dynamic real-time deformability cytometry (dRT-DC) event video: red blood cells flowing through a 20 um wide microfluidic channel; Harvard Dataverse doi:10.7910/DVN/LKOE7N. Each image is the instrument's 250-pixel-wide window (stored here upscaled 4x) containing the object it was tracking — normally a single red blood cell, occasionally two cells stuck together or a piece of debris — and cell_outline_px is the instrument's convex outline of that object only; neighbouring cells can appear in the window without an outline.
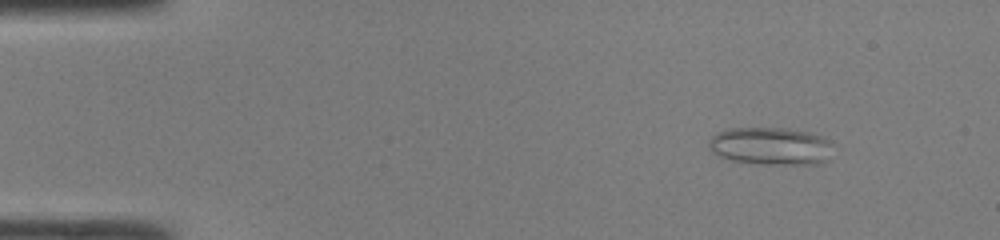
{"species": "common noctule bat (a hibernating species)", "species_latin": "Nyctalus noctula", "temperature_condition": "room temperature", "stored_images_in_passage": 47, "camera_frame_rate_fps": 3000, "um_per_image_px": 0.085, "animal": {"sex": "male", "body_mass_g": 19.0, "forearm_length_mm": 50.8}, "frame": {"image": 1, "passage_image": 5, "time_ms": 1.333, "image_size_px": [1000, 240], "cell_outline_px": [[828, 160], [820, 164], [764, 164], [732, 160], [716, 156], [708, 144], [708, 140], [712, 136], [720, 132], [732, 128], [788, 128], [808, 132], [820, 136], [828, 140]], "centroid_in_image_um": [65.46, 12.42], "position_along_channel_um": 19.5, "area_um2": 26.93}}
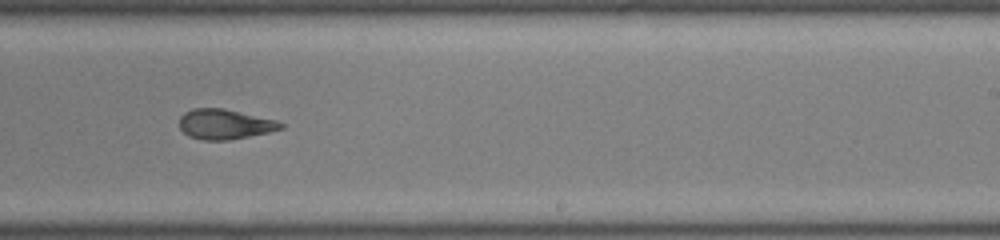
{"frame": {"image": 2, "passage_image": 29, "time_ms": 9.333, "image_size_px": [1000, 240], "cell_outline_px": [[284, 128], [268, 132], [228, 140], [200, 140], [188, 136], [180, 128], [180, 116], [184, 112], [192, 108], [224, 108], [276, 120], [284, 124]], "centroid_in_image_um": [19.08, 10.55], "position_along_channel_um": 269.9, "area_um2": 17.74}}
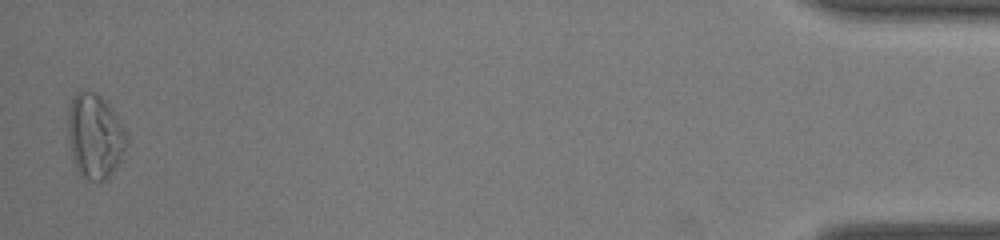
{"frame": {"image": 3, "passage_image": 46, "time_ms": 15.0, "image_size_px": [1000, 240], "cell_outline_px": [[128, 144], [120, 160], [108, 180], [88, 180], [80, 176], [72, 160], [68, 136], [68, 112], [72, 96], [80, 88], [84, 88], [100, 96], [108, 104], [116, 116], [128, 140]], "centroid_in_image_um": [8.03, 11.57], "position_along_channel_um": 427.2, "area_um2": 29.07}, "authors_computed_cell_mechanics": {"area_um2": 20.4612, "velocity_mm_per_s": 4.3128, "shape_relaxation_time_tau1_ms": null, "shape_relaxation_time_tau2_ms": 2.3385, "deformation_change_tau1": null, "deformation_change_tau2": 0.1093}}